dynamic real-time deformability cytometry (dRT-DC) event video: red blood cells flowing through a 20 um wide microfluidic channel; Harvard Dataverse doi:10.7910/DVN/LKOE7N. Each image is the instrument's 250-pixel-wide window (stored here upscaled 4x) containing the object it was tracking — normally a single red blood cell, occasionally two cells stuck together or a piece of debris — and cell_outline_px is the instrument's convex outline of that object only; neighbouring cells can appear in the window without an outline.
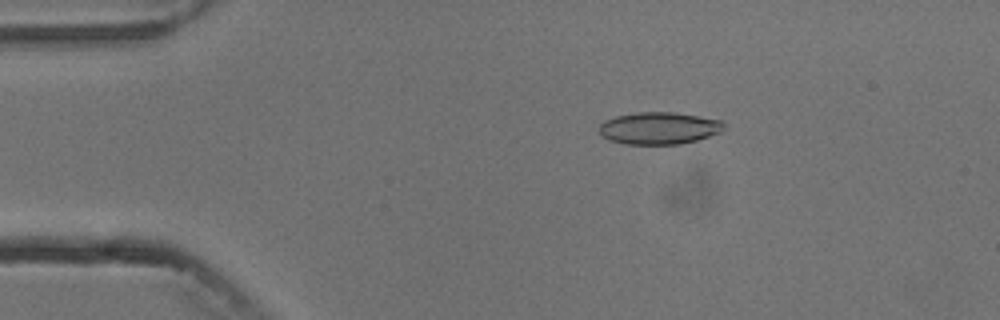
{"species": "common noctule bat (a hibernating species)", "species_latin": "Nyctalus noctula", "temperature_condition": "cold", "stored_images_in_passage": 8, "camera_frame_rate_fps": 3000, "um_per_image_px": 0.085, "animal": {"sex": "male", "body_mass_g": 13.3}, "frame": {"image": 1, "passage_image": 1, "time_ms": 0.0, "image_size_px": [1000, 320], "cell_outline_px": [[724, 128], [720, 132], [696, 140], [680, 144], [624, 144], [608, 140], [600, 136], [600, 124], [604, 120], [616, 116], [636, 112], [672, 112], [724, 120]], "centroid_in_image_um": [55.99, 10.89], "position_along_channel_um": 29.0, "area_um2": 23.47}}
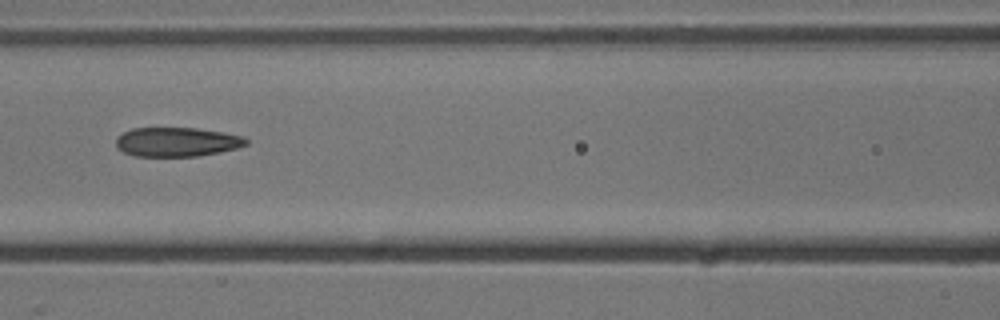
{"frame": {"image": 2, "passage_image": 5, "time_ms": 4.667, "image_size_px": [1000, 320], "cell_outline_px": [[248, 144], [236, 148], [220, 152], [196, 156], [136, 156], [124, 152], [116, 148], [116, 136], [132, 128], [196, 128], [224, 132], [244, 136], [248, 140]], "centroid_in_image_um": [15.03, 12.06], "position_along_channel_um": 151.6, "area_um2": 22.25}}
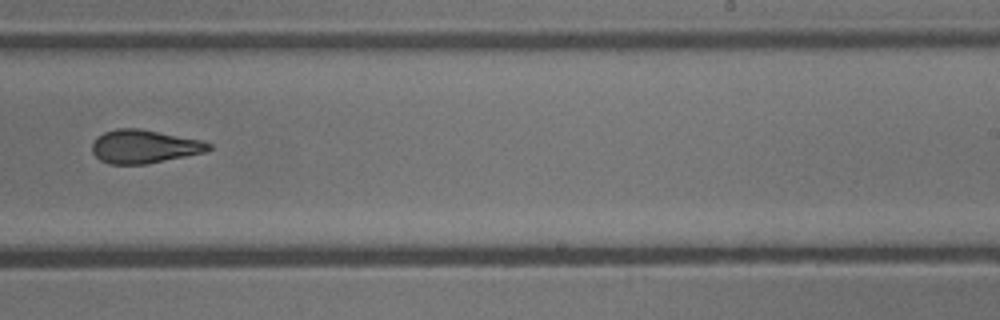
{"frame": {"image": 3, "passage_image": 8, "time_ms": 8.0, "image_size_px": [1000, 320], "cell_outline_px": [[212, 148], [204, 152], [144, 164], [108, 164], [100, 160], [92, 152], [92, 144], [96, 136], [104, 132], [116, 128], [140, 128], [200, 140], [212, 144]], "centroid_in_image_um": [12.21, 12.44], "position_along_channel_um": 276.8, "area_um2": 22.54}}